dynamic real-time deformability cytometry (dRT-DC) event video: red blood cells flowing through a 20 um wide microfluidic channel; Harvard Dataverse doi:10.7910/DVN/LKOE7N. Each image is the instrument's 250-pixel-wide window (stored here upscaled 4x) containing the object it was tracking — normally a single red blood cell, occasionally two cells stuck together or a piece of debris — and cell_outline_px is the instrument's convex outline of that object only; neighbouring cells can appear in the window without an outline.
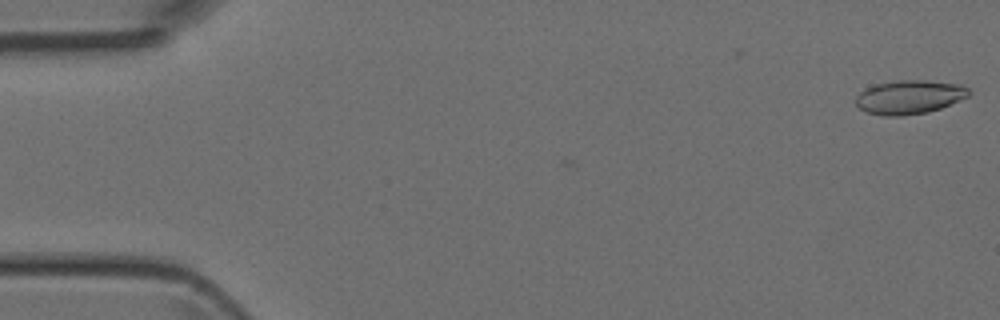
{"species": "Egyptian fruit bat (a non-hibernating species)", "species_latin": "Rousettus aegyptiacus", "temperature_condition": "room temperature", "stored_images_in_passage": 47, "camera_frame_rate_fps": 3000, "um_per_image_px": 0.085, "animal": {"sex": "female"}, "frame": {"image": 1, "passage_image": 1, "time_ms": 0.0, "image_size_px": [1000, 320], "cell_outline_px": [[972, 92], [968, 96], [960, 100], [940, 108], [928, 112], [904, 116], [884, 116], [868, 112], [860, 108], [856, 104], [856, 96], [860, 92], [876, 84], [896, 80], [928, 80], [964, 84]], "centroid_in_image_um": [77.34, 8.24], "position_along_channel_um": 7.7, "area_um2": 22.43}}
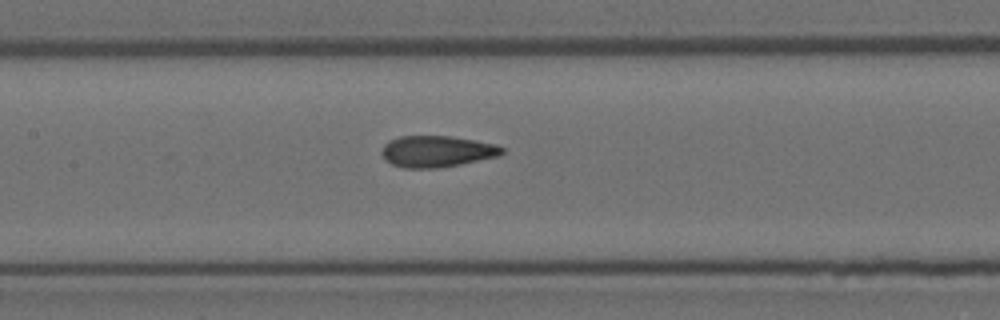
{"frame": {"image": 2, "passage_image": 22, "time_ms": 7.0, "image_size_px": [1000, 320], "cell_outline_px": [[504, 152], [500, 156], [460, 164], [436, 168], [404, 168], [392, 164], [384, 160], [380, 152], [384, 144], [388, 140], [400, 136], [452, 136], [496, 144], [504, 148]], "centroid_in_image_um": [37.11, 12.86], "position_along_channel_um": 170.3, "area_um2": 22.2}}
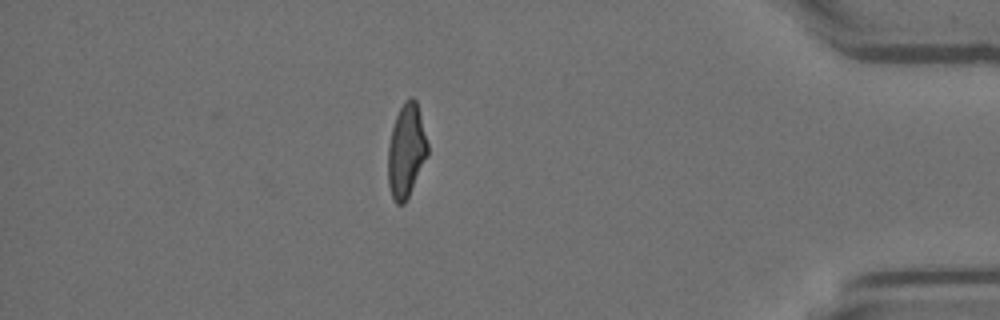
{"frame": {"image": 3, "passage_image": 41, "time_ms": 13.333, "image_size_px": [1000, 320], "cell_outline_px": [[428, 156], [404, 204], [396, 204], [392, 196], [388, 184], [388, 144], [392, 128], [396, 116], [404, 100], [408, 96], [412, 96], [416, 100], [428, 144]], "centroid_in_image_um": [34.53, 12.79], "position_along_channel_um": 400.7, "area_um2": 21.56}}